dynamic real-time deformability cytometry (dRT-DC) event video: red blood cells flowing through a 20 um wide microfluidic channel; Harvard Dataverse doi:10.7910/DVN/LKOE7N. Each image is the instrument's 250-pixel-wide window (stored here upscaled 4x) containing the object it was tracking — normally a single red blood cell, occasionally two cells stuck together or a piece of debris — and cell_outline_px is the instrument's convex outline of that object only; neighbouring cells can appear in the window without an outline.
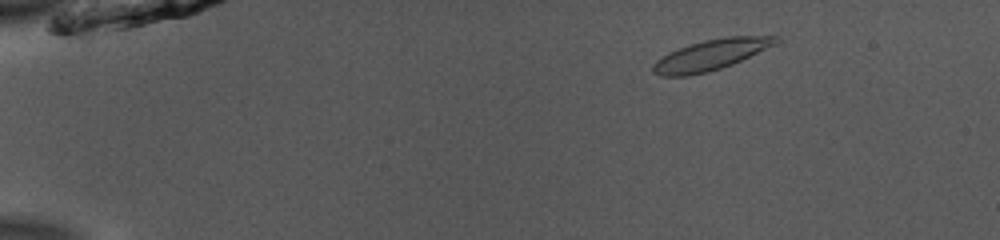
{"species": "common noctule bat (a hibernating species)", "species_latin": "Nyctalus noctula", "temperature_condition": "room temperature", "stored_images_in_passage": 47, "camera_frame_rate_fps": 3000, "um_per_image_px": 0.085, "animal": {"sex": "male", "body_mass_g": 13.0, "forearm_length_mm": 53.1}, "frame": {"image": 1, "passage_image": 3, "time_ms": 0.667, "image_size_px": [1000, 240], "cell_outline_px": [[780, 40], [776, 44], [732, 64], [708, 72], [688, 76], [660, 76], [652, 72], [652, 64], [656, 60], [668, 52], [704, 40], [724, 36], [780, 36]], "centroid_in_image_um": [60.4, 4.66], "position_along_channel_um": 24.6, "area_um2": 21.85}}
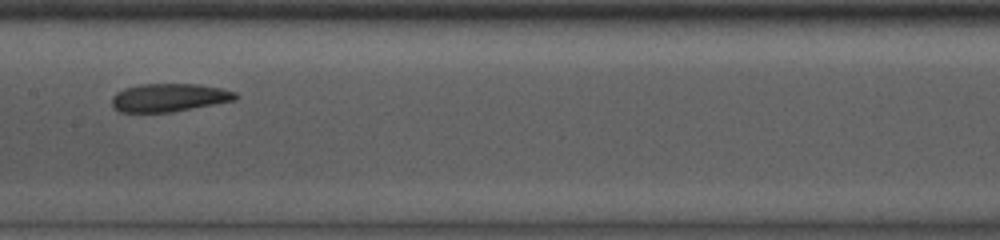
{"frame": {"image": 2, "passage_image": 23, "time_ms": 7.333, "image_size_px": [1000, 240], "cell_outline_px": [[240, 96], [236, 100], [172, 112], [120, 112], [112, 108], [112, 96], [116, 92], [124, 88], [140, 84], [196, 84], [220, 88], [236, 92]], "centroid_in_image_um": [14.36, 8.3], "position_along_channel_um": 193.0, "area_um2": 20.4}}
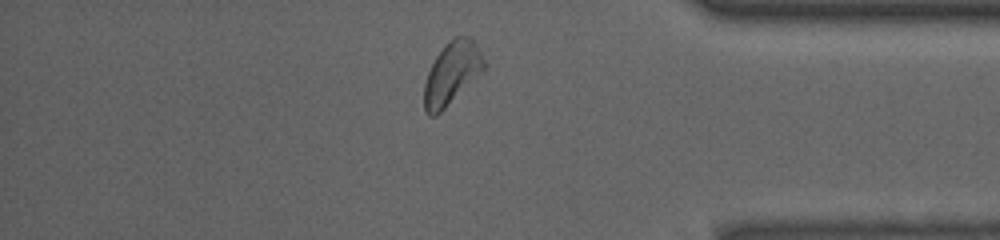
{"frame": {"image": 3, "passage_image": 40, "time_ms": 13.0, "image_size_px": [1000, 240], "cell_outline_px": [[484, 72], [436, 116], [428, 116], [424, 108], [424, 84], [428, 72], [436, 56], [444, 44], [456, 36], [472, 36], [484, 60]], "centroid_in_image_um": [38.41, 6.22], "position_along_channel_um": 396.8, "area_um2": 21.91}, "authors_computed_cell_mechanics": {"area_um2": 21.2704, "velocity_mm_per_s": 3.8877, "shape_relaxation_time_tau1_ms": 4.467, "shape_relaxation_time_tau2_ms": 2.8785, "deformation_change_tau1": 0.1296, "deformation_change_tau2": 0.0895}}